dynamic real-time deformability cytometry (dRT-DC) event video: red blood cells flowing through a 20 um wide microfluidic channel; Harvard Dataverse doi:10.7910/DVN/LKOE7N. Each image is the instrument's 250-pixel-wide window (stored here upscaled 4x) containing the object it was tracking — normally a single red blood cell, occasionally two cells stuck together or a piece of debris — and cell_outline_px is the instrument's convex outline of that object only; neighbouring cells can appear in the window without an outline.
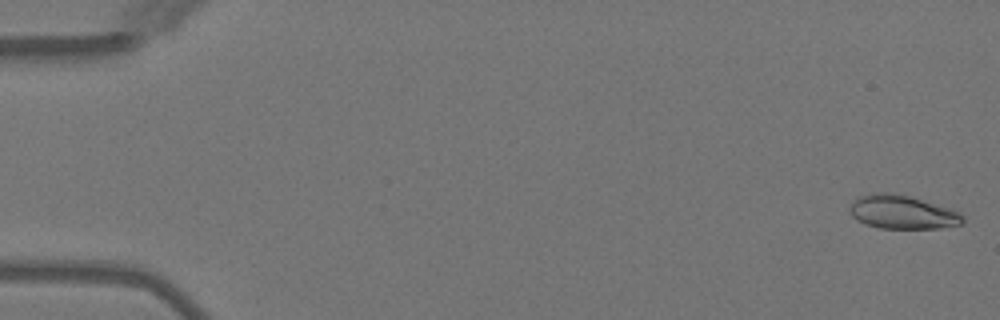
{"species": "Egyptian fruit bat (a non-hibernating species)", "species_latin": "Rousettus aegyptiacus", "temperature_condition": "warm", "stored_images_in_passage": 5, "camera_frame_rate_fps": 3000, "um_per_image_px": 0.085, "animal": {"sex": "female"}, "frame": {"image": 1, "passage_image": 1, "time_ms": 0.0, "image_size_px": [1000, 320], "cell_outline_px": [[964, 220], [960, 224], [940, 228], [880, 228], [864, 224], [856, 220], [848, 212], [848, 208], [852, 200], [856, 196], [872, 192], [888, 192], [912, 196], [960, 212], [964, 216]], "centroid_in_image_um": [76.62, 18.01], "position_along_channel_um": 8.4, "area_um2": 22.54}}
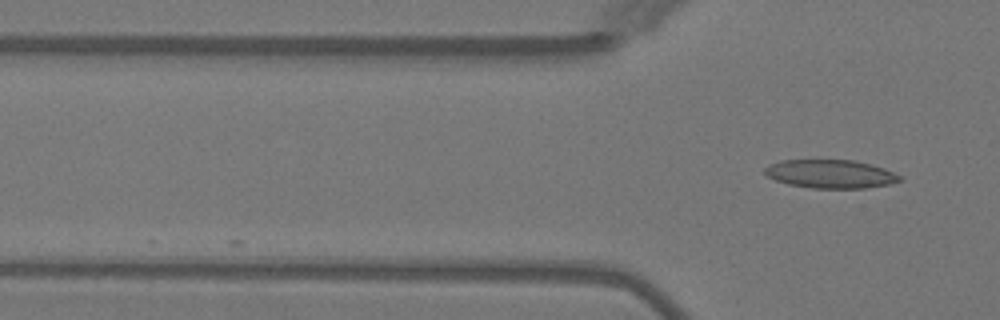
{"frame": {"image": 2, "passage_image": 5, "time_ms": 4.667, "image_size_px": [1000, 320], "cell_outline_px": [[904, 180], [888, 184], [868, 188], [812, 188], [788, 184], [776, 180], [768, 176], [764, 172], [764, 168], [768, 164], [780, 160], [852, 160], [872, 164], [884, 168], [900, 176]], "centroid_in_image_um": [70.59, 14.78], "position_along_channel_um": 55.2, "area_um2": 22.43}}